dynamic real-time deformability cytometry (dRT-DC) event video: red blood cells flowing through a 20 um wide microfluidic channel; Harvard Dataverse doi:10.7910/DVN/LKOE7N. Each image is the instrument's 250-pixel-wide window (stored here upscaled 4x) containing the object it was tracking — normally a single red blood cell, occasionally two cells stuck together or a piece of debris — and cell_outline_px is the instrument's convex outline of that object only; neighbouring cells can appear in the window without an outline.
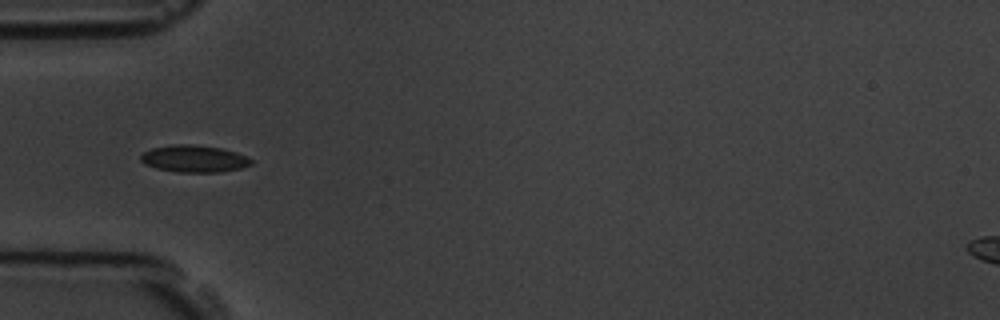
{"species": "common noctule bat (a hibernating species)", "species_latin": "Nyctalus noctula", "temperature_condition": "room temperature", "stored_images_in_passage": 6, "camera_frame_rate_fps": 3000, "um_per_image_px": 0.085, "animal": {"sex": "male", "body_mass_g": 19.5, "forearm_length_mm": 54.6}, "frame": {"image": 1, "passage_image": 4, "time_ms": 4.0, "image_size_px": [1000, 320], "cell_outline_px": [[252, 164], [240, 168], [220, 172], [180, 172], [156, 168], [144, 164], [140, 160], [140, 156], [144, 152], [152, 148], [172, 144], [188, 144], [224, 148], [236, 152], [252, 160]], "centroid_in_image_um": [16.48, 13.48], "position_along_channel_um": 68.5, "area_um2": 17.34}}
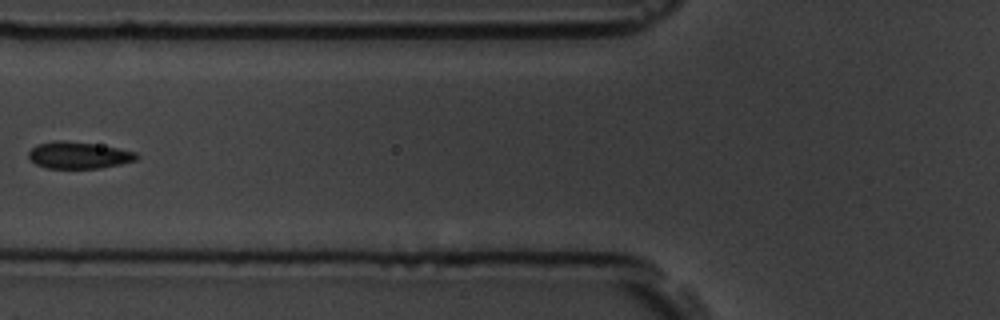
{"frame": {"image": 2, "passage_image": 5, "time_ms": 5.333, "image_size_px": [1000, 320], "cell_outline_px": [[140, 156], [136, 160], [120, 164], [100, 168], [48, 168], [36, 164], [28, 156], [28, 152], [36, 144], [56, 140], [60, 140], [92, 144], [116, 148], [136, 152]], "centroid_in_image_um": [6.67, 13.2], "position_along_channel_um": 119.1, "area_um2": 16.65}}
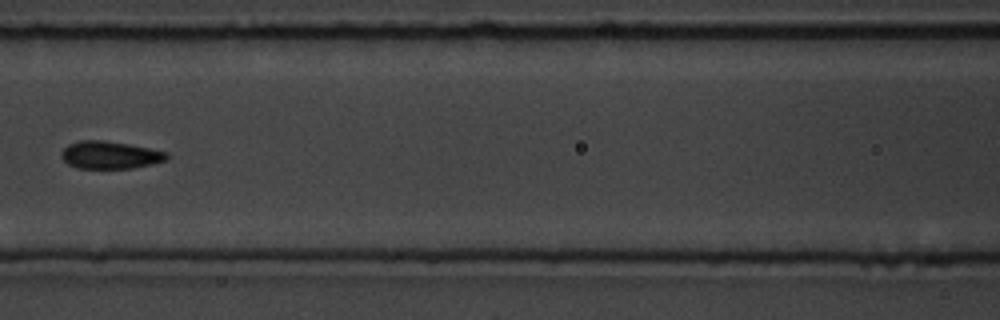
{"frame": {"image": 3, "passage_image": 6, "time_ms": 6.333, "image_size_px": [1000, 320], "cell_outline_px": [[168, 160], [152, 164], [132, 168], [76, 168], [68, 164], [60, 156], [60, 152], [68, 144], [80, 140], [104, 140], [128, 144], [168, 152]], "centroid_in_image_um": [9.34, 13.17], "position_along_channel_um": 157.3, "area_um2": 16.99}}